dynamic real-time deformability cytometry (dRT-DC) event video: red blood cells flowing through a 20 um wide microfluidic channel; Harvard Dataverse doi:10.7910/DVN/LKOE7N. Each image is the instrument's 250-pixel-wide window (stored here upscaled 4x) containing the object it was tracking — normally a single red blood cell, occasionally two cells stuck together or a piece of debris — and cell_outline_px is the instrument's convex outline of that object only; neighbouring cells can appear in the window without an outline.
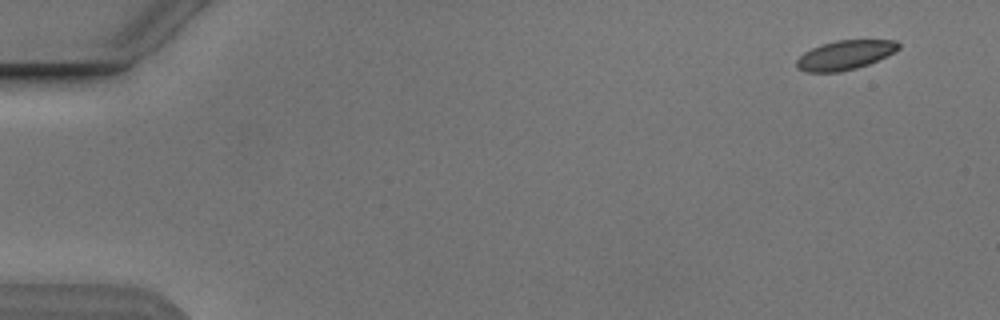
{"species": "Egyptian fruit bat (a non-hibernating species)", "species_latin": "Rousettus aegyptiacus", "temperature_condition": "cold", "stored_images_in_passage": 5, "camera_frame_rate_fps": 3000, "um_per_image_px": 0.085, "animal": {"sex": "male"}, "frame": {"image": 1, "passage_image": 1, "time_ms": 0.0, "image_size_px": [1000, 320], "cell_outline_px": [[900, 48], [868, 64], [856, 68], [840, 72], [808, 72], [800, 68], [796, 64], [796, 60], [804, 52], [812, 48], [836, 40], [896, 40], [900, 44]], "centroid_in_image_um": [71.82, 4.67], "position_along_channel_um": 13.2, "area_um2": 17.05}}
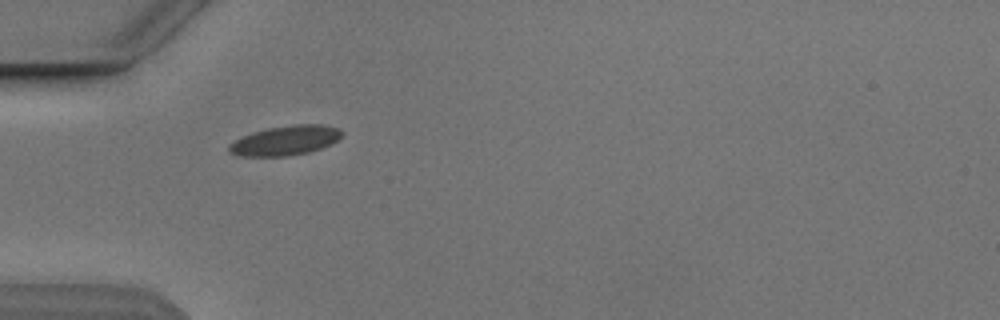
{"frame": {"image": 2, "passage_image": 4, "time_ms": 4.667, "image_size_px": [1000, 320], "cell_outline_px": [[344, 132], [336, 140], [320, 148], [308, 152], [288, 156], [240, 156], [228, 152], [228, 144], [244, 136], [268, 128], [292, 124], [324, 124], [340, 128]], "centroid_in_image_um": [24.26, 11.93], "position_along_channel_um": 60.7, "area_um2": 19.31}}
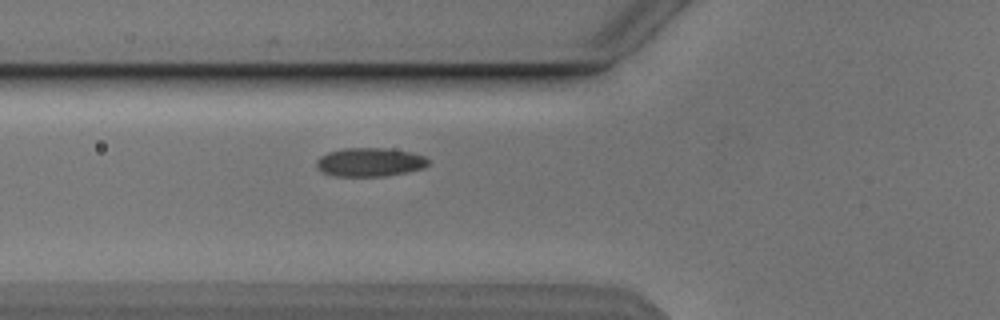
{"frame": {"image": 3, "passage_image": 5, "time_ms": 5.667, "image_size_px": [1000, 320], "cell_outline_px": [[432, 160], [424, 168], [408, 172], [384, 176], [336, 176], [320, 172], [316, 168], [316, 160], [320, 156], [328, 152], [344, 148], [384, 148], [412, 152], [424, 156]], "centroid_in_image_um": [31.44, 13.78], "position_along_channel_um": 94.4, "area_um2": 18.96}}